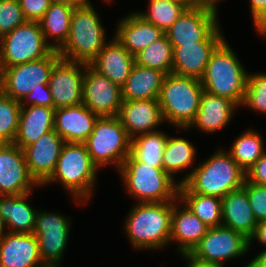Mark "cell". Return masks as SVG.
<instances>
[{"label": "cell", "mask_w": 266, "mask_h": 267, "mask_svg": "<svg viewBox=\"0 0 266 267\" xmlns=\"http://www.w3.org/2000/svg\"><path fill=\"white\" fill-rule=\"evenodd\" d=\"M243 188L247 192L256 221L266 220V185L251 183L245 179Z\"/></svg>", "instance_id": "ab89813d"}, {"label": "cell", "mask_w": 266, "mask_h": 267, "mask_svg": "<svg viewBox=\"0 0 266 267\" xmlns=\"http://www.w3.org/2000/svg\"><path fill=\"white\" fill-rule=\"evenodd\" d=\"M178 198L209 228L222 225V199L196 193H179Z\"/></svg>", "instance_id": "836d02e7"}, {"label": "cell", "mask_w": 266, "mask_h": 267, "mask_svg": "<svg viewBox=\"0 0 266 267\" xmlns=\"http://www.w3.org/2000/svg\"><path fill=\"white\" fill-rule=\"evenodd\" d=\"M20 104L21 106L34 105L54 108V102L48 85L44 89L31 91Z\"/></svg>", "instance_id": "b9f144b4"}, {"label": "cell", "mask_w": 266, "mask_h": 267, "mask_svg": "<svg viewBox=\"0 0 266 267\" xmlns=\"http://www.w3.org/2000/svg\"><path fill=\"white\" fill-rule=\"evenodd\" d=\"M253 27L255 28L254 31L257 32V34H260L259 36L263 38V40L266 39V14L259 19Z\"/></svg>", "instance_id": "c3c4849f"}, {"label": "cell", "mask_w": 266, "mask_h": 267, "mask_svg": "<svg viewBox=\"0 0 266 267\" xmlns=\"http://www.w3.org/2000/svg\"><path fill=\"white\" fill-rule=\"evenodd\" d=\"M98 118L83 103L60 107L54 112V130L65 143H84Z\"/></svg>", "instance_id": "7402d4cb"}, {"label": "cell", "mask_w": 266, "mask_h": 267, "mask_svg": "<svg viewBox=\"0 0 266 267\" xmlns=\"http://www.w3.org/2000/svg\"><path fill=\"white\" fill-rule=\"evenodd\" d=\"M182 259L186 260L187 267H225V265L213 262H206L195 258L191 253L181 255Z\"/></svg>", "instance_id": "bcb514c9"}, {"label": "cell", "mask_w": 266, "mask_h": 267, "mask_svg": "<svg viewBox=\"0 0 266 267\" xmlns=\"http://www.w3.org/2000/svg\"><path fill=\"white\" fill-rule=\"evenodd\" d=\"M99 171L84 143H65L53 174L41 187L58 182L76 204H88L93 198Z\"/></svg>", "instance_id": "3957f363"}, {"label": "cell", "mask_w": 266, "mask_h": 267, "mask_svg": "<svg viewBox=\"0 0 266 267\" xmlns=\"http://www.w3.org/2000/svg\"><path fill=\"white\" fill-rule=\"evenodd\" d=\"M115 28L113 36L133 56L165 34L135 11L121 18Z\"/></svg>", "instance_id": "cb8c5ba5"}, {"label": "cell", "mask_w": 266, "mask_h": 267, "mask_svg": "<svg viewBox=\"0 0 266 267\" xmlns=\"http://www.w3.org/2000/svg\"><path fill=\"white\" fill-rule=\"evenodd\" d=\"M118 118L131 139L160 131L165 124L158 99L123 101Z\"/></svg>", "instance_id": "ffe728a7"}, {"label": "cell", "mask_w": 266, "mask_h": 267, "mask_svg": "<svg viewBox=\"0 0 266 267\" xmlns=\"http://www.w3.org/2000/svg\"><path fill=\"white\" fill-rule=\"evenodd\" d=\"M249 252V240L242 233L223 225L208 228L191 254L206 262L224 265L228 260L243 257Z\"/></svg>", "instance_id": "7c38bea8"}, {"label": "cell", "mask_w": 266, "mask_h": 267, "mask_svg": "<svg viewBox=\"0 0 266 267\" xmlns=\"http://www.w3.org/2000/svg\"><path fill=\"white\" fill-rule=\"evenodd\" d=\"M238 109L240 107L232 100L203 91L194 120L187 128H178V130L188 132L189 129L195 128L205 134L216 133L232 122V117Z\"/></svg>", "instance_id": "d6986e66"}, {"label": "cell", "mask_w": 266, "mask_h": 267, "mask_svg": "<svg viewBox=\"0 0 266 267\" xmlns=\"http://www.w3.org/2000/svg\"><path fill=\"white\" fill-rule=\"evenodd\" d=\"M264 141L262 134L248 128L233 140L227 151L246 172L266 152Z\"/></svg>", "instance_id": "1f68e13d"}, {"label": "cell", "mask_w": 266, "mask_h": 267, "mask_svg": "<svg viewBox=\"0 0 266 267\" xmlns=\"http://www.w3.org/2000/svg\"><path fill=\"white\" fill-rule=\"evenodd\" d=\"M194 1H195L196 5L208 7V8L214 9L217 12H219L218 11L219 10L218 5L221 3L222 0H194Z\"/></svg>", "instance_id": "681fc988"}, {"label": "cell", "mask_w": 266, "mask_h": 267, "mask_svg": "<svg viewBox=\"0 0 266 267\" xmlns=\"http://www.w3.org/2000/svg\"><path fill=\"white\" fill-rule=\"evenodd\" d=\"M185 9L183 4L175 1L149 0L147 11L136 10V13L165 33Z\"/></svg>", "instance_id": "d590c367"}, {"label": "cell", "mask_w": 266, "mask_h": 267, "mask_svg": "<svg viewBox=\"0 0 266 267\" xmlns=\"http://www.w3.org/2000/svg\"><path fill=\"white\" fill-rule=\"evenodd\" d=\"M168 133L163 130L141 134L132 139L131 155L140 162L153 167H162L163 151Z\"/></svg>", "instance_id": "d6a6232c"}, {"label": "cell", "mask_w": 266, "mask_h": 267, "mask_svg": "<svg viewBox=\"0 0 266 267\" xmlns=\"http://www.w3.org/2000/svg\"><path fill=\"white\" fill-rule=\"evenodd\" d=\"M52 3H63L71 6L79 7L82 5L90 4L91 0H51Z\"/></svg>", "instance_id": "f907efd6"}, {"label": "cell", "mask_w": 266, "mask_h": 267, "mask_svg": "<svg viewBox=\"0 0 266 267\" xmlns=\"http://www.w3.org/2000/svg\"><path fill=\"white\" fill-rule=\"evenodd\" d=\"M248 267H266V249L260 250L254 258L247 263Z\"/></svg>", "instance_id": "7dc6e473"}, {"label": "cell", "mask_w": 266, "mask_h": 267, "mask_svg": "<svg viewBox=\"0 0 266 267\" xmlns=\"http://www.w3.org/2000/svg\"><path fill=\"white\" fill-rule=\"evenodd\" d=\"M5 233L6 229L4 223L2 222V219L0 218V240L4 237Z\"/></svg>", "instance_id": "f5cc1de1"}, {"label": "cell", "mask_w": 266, "mask_h": 267, "mask_svg": "<svg viewBox=\"0 0 266 267\" xmlns=\"http://www.w3.org/2000/svg\"><path fill=\"white\" fill-rule=\"evenodd\" d=\"M197 148L193 143L184 137H172L168 133L167 141L163 151L162 168L166 171L174 180H176L177 173L181 171L186 174L179 179V184H183L191 175L192 171L196 167L193 165L196 159ZM191 168V171H187ZM185 170V171H184Z\"/></svg>", "instance_id": "f546056e"}, {"label": "cell", "mask_w": 266, "mask_h": 267, "mask_svg": "<svg viewBox=\"0 0 266 267\" xmlns=\"http://www.w3.org/2000/svg\"><path fill=\"white\" fill-rule=\"evenodd\" d=\"M242 107L266 114V72L248 73Z\"/></svg>", "instance_id": "74e56055"}, {"label": "cell", "mask_w": 266, "mask_h": 267, "mask_svg": "<svg viewBox=\"0 0 266 267\" xmlns=\"http://www.w3.org/2000/svg\"><path fill=\"white\" fill-rule=\"evenodd\" d=\"M165 73L134 64L122 86L123 101L158 99Z\"/></svg>", "instance_id": "f1b7e54d"}, {"label": "cell", "mask_w": 266, "mask_h": 267, "mask_svg": "<svg viewBox=\"0 0 266 267\" xmlns=\"http://www.w3.org/2000/svg\"><path fill=\"white\" fill-rule=\"evenodd\" d=\"M61 59L57 50L48 56L1 71L0 90L7 96L22 101L31 91L44 89L48 85L51 71Z\"/></svg>", "instance_id": "30bf717a"}, {"label": "cell", "mask_w": 266, "mask_h": 267, "mask_svg": "<svg viewBox=\"0 0 266 267\" xmlns=\"http://www.w3.org/2000/svg\"><path fill=\"white\" fill-rule=\"evenodd\" d=\"M82 103L99 117L118 116L123 103L122 87L86 65Z\"/></svg>", "instance_id": "5bb4252c"}, {"label": "cell", "mask_w": 266, "mask_h": 267, "mask_svg": "<svg viewBox=\"0 0 266 267\" xmlns=\"http://www.w3.org/2000/svg\"><path fill=\"white\" fill-rule=\"evenodd\" d=\"M74 9L75 6L68 4L52 3L39 21L45 40L53 50L58 51L67 41Z\"/></svg>", "instance_id": "4dcf8cb0"}, {"label": "cell", "mask_w": 266, "mask_h": 267, "mask_svg": "<svg viewBox=\"0 0 266 267\" xmlns=\"http://www.w3.org/2000/svg\"><path fill=\"white\" fill-rule=\"evenodd\" d=\"M26 21L18 0H0V38Z\"/></svg>", "instance_id": "f35d334b"}, {"label": "cell", "mask_w": 266, "mask_h": 267, "mask_svg": "<svg viewBox=\"0 0 266 267\" xmlns=\"http://www.w3.org/2000/svg\"><path fill=\"white\" fill-rule=\"evenodd\" d=\"M102 1L110 5L112 3V1H114V0H102Z\"/></svg>", "instance_id": "db71d44e"}, {"label": "cell", "mask_w": 266, "mask_h": 267, "mask_svg": "<svg viewBox=\"0 0 266 267\" xmlns=\"http://www.w3.org/2000/svg\"><path fill=\"white\" fill-rule=\"evenodd\" d=\"M208 228L179 198L173 201L170 243L179 255L191 253Z\"/></svg>", "instance_id": "44dd1931"}, {"label": "cell", "mask_w": 266, "mask_h": 267, "mask_svg": "<svg viewBox=\"0 0 266 267\" xmlns=\"http://www.w3.org/2000/svg\"><path fill=\"white\" fill-rule=\"evenodd\" d=\"M245 173L248 182L266 185V152Z\"/></svg>", "instance_id": "7bdbcfd3"}, {"label": "cell", "mask_w": 266, "mask_h": 267, "mask_svg": "<svg viewBox=\"0 0 266 267\" xmlns=\"http://www.w3.org/2000/svg\"><path fill=\"white\" fill-rule=\"evenodd\" d=\"M218 15L204 6L186 8L165 34L172 46L202 42L219 25Z\"/></svg>", "instance_id": "4fadbf2b"}, {"label": "cell", "mask_w": 266, "mask_h": 267, "mask_svg": "<svg viewBox=\"0 0 266 267\" xmlns=\"http://www.w3.org/2000/svg\"><path fill=\"white\" fill-rule=\"evenodd\" d=\"M27 21H40L50 5L51 0H18Z\"/></svg>", "instance_id": "60d3db41"}, {"label": "cell", "mask_w": 266, "mask_h": 267, "mask_svg": "<svg viewBox=\"0 0 266 267\" xmlns=\"http://www.w3.org/2000/svg\"><path fill=\"white\" fill-rule=\"evenodd\" d=\"M183 4L186 8H190L196 5L194 0H171Z\"/></svg>", "instance_id": "816d5d0a"}, {"label": "cell", "mask_w": 266, "mask_h": 267, "mask_svg": "<svg viewBox=\"0 0 266 267\" xmlns=\"http://www.w3.org/2000/svg\"><path fill=\"white\" fill-rule=\"evenodd\" d=\"M86 65L61 58L54 66L48 81L54 109L82 103Z\"/></svg>", "instance_id": "e0dca14e"}, {"label": "cell", "mask_w": 266, "mask_h": 267, "mask_svg": "<svg viewBox=\"0 0 266 267\" xmlns=\"http://www.w3.org/2000/svg\"><path fill=\"white\" fill-rule=\"evenodd\" d=\"M248 240L249 251L251 248V244L253 245L254 241H257L259 244H261V246H264V249H266V220L257 223L253 235Z\"/></svg>", "instance_id": "f6af8a7d"}, {"label": "cell", "mask_w": 266, "mask_h": 267, "mask_svg": "<svg viewBox=\"0 0 266 267\" xmlns=\"http://www.w3.org/2000/svg\"><path fill=\"white\" fill-rule=\"evenodd\" d=\"M90 4L75 7L67 41L58 50L62 59L89 65L109 43L100 14Z\"/></svg>", "instance_id": "8992f818"}, {"label": "cell", "mask_w": 266, "mask_h": 267, "mask_svg": "<svg viewBox=\"0 0 266 267\" xmlns=\"http://www.w3.org/2000/svg\"><path fill=\"white\" fill-rule=\"evenodd\" d=\"M135 63L165 74L172 73L173 48L166 34L137 53Z\"/></svg>", "instance_id": "e575fe53"}, {"label": "cell", "mask_w": 266, "mask_h": 267, "mask_svg": "<svg viewBox=\"0 0 266 267\" xmlns=\"http://www.w3.org/2000/svg\"><path fill=\"white\" fill-rule=\"evenodd\" d=\"M248 73L226 39L212 53L200 79L204 91L242 106Z\"/></svg>", "instance_id": "5b68a950"}, {"label": "cell", "mask_w": 266, "mask_h": 267, "mask_svg": "<svg viewBox=\"0 0 266 267\" xmlns=\"http://www.w3.org/2000/svg\"><path fill=\"white\" fill-rule=\"evenodd\" d=\"M20 101L0 90V144H13L20 121Z\"/></svg>", "instance_id": "8d00e7d4"}, {"label": "cell", "mask_w": 266, "mask_h": 267, "mask_svg": "<svg viewBox=\"0 0 266 267\" xmlns=\"http://www.w3.org/2000/svg\"><path fill=\"white\" fill-rule=\"evenodd\" d=\"M40 187L31 177L24 151L14 144H0V196L23 195Z\"/></svg>", "instance_id": "2e32d148"}, {"label": "cell", "mask_w": 266, "mask_h": 267, "mask_svg": "<svg viewBox=\"0 0 266 267\" xmlns=\"http://www.w3.org/2000/svg\"><path fill=\"white\" fill-rule=\"evenodd\" d=\"M246 190L241 187L222 198V225L250 238L257 226Z\"/></svg>", "instance_id": "4316f807"}, {"label": "cell", "mask_w": 266, "mask_h": 267, "mask_svg": "<svg viewBox=\"0 0 266 267\" xmlns=\"http://www.w3.org/2000/svg\"><path fill=\"white\" fill-rule=\"evenodd\" d=\"M71 219L54 211L38 210L33 234L38 240L40 257L46 267H61L70 240Z\"/></svg>", "instance_id": "8fae6325"}, {"label": "cell", "mask_w": 266, "mask_h": 267, "mask_svg": "<svg viewBox=\"0 0 266 267\" xmlns=\"http://www.w3.org/2000/svg\"><path fill=\"white\" fill-rule=\"evenodd\" d=\"M54 108L21 106L20 121L14 145L22 150L36 142L43 134L54 130Z\"/></svg>", "instance_id": "83f0119b"}, {"label": "cell", "mask_w": 266, "mask_h": 267, "mask_svg": "<svg viewBox=\"0 0 266 267\" xmlns=\"http://www.w3.org/2000/svg\"><path fill=\"white\" fill-rule=\"evenodd\" d=\"M131 142L118 116H105L96 120L84 144L99 170L110 164L118 171L131 153Z\"/></svg>", "instance_id": "ba28073f"}, {"label": "cell", "mask_w": 266, "mask_h": 267, "mask_svg": "<svg viewBox=\"0 0 266 267\" xmlns=\"http://www.w3.org/2000/svg\"><path fill=\"white\" fill-rule=\"evenodd\" d=\"M173 201L135 203L124 222L125 236L134 250H160L170 244Z\"/></svg>", "instance_id": "6da1fadb"}, {"label": "cell", "mask_w": 266, "mask_h": 267, "mask_svg": "<svg viewBox=\"0 0 266 267\" xmlns=\"http://www.w3.org/2000/svg\"><path fill=\"white\" fill-rule=\"evenodd\" d=\"M125 193L135 203L168 202L178 199L179 181L162 167H153L137 161L131 154L117 171Z\"/></svg>", "instance_id": "277c9868"}, {"label": "cell", "mask_w": 266, "mask_h": 267, "mask_svg": "<svg viewBox=\"0 0 266 267\" xmlns=\"http://www.w3.org/2000/svg\"><path fill=\"white\" fill-rule=\"evenodd\" d=\"M253 25L266 14V0H249Z\"/></svg>", "instance_id": "ee69618b"}, {"label": "cell", "mask_w": 266, "mask_h": 267, "mask_svg": "<svg viewBox=\"0 0 266 267\" xmlns=\"http://www.w3.org/2000/svg\"><path fill=\"white\" fill-rule=\"evenodd\" d=\"M134 64L135 56L129 53L113 36L89 65L98 73L122 87Z\"/></svg>", "instance_id": "d4e9b609"}, {"label": "cell", "mask_w": 266, "mask_h": 267, "mask_svg": "<svg viewBox=\"0 0 266 267\" xmlns=\"http://www.w3.org/2000/svg\"><path fill=\"white\" fill-rule=\"evenodd\" d=\"M204 89L199 79L165 74L158 102L164 122L176 128H187L194 120Z\"/></svg>", "instance_id": "52a82bcc"}, {"label": "cell", "mask_w": 266, "mask_h": 267, "mask_svg": "<svg viewBox=\"0 0 266 267\" xmlns=\"http://www.w3.org/2000/svg\"><path fill=\"white\" fill-rule=\"evenodd\" d=\"M65 141L51 130L23 149L28 171L39 186L53 174Z\"/></svg>", "instance_id": "ac0fdd59"}, {"label": "cell", "mask_w": 266, "mask_h": 267, "mask_svg": "<svg viewBox=\"0 0 266 267\" xmlns=\"http://www.w3.org/2000/svg\"><path fill=\"white\" fill-rule=\"evenodd\" d=\"M53 48L46 42L38 21H26L0 38V68L35 61L48 56Z\"/></svg>", "instance_id": "9c48e42d"}, {"label": "cell", "mask_w": 266, "mask_h": 267, "mask_svg": "<svg viewBox=\"0 0 266 267\" xmlns=\"http://www.w3.org/2000/svg\"><path fill=\"white\" fill-rule=\"evenodd\" d=\"M225 39L219 24L202 42L172 46V73L200 80L212 53Z\"/></svg>", "instance_id": "9a60e30c"}, {"label": "cell", "mask_w": 266, "mask_h": 267, "mask_svg": "<svg viewBox=\"0 0 266 267\" xmlns=\"http://www.w3.org/2000/svg\"><path fill=\"white\" fill-rule=\"evenodd\" d=\"M32 193L0 196V218L5 229L13 233H33L39 209L28 203Z\"/></svg>", "instance_id": "484cf974"}, {"label": "cell", "mask_w": 266, "mask_h": 267, "mask_svg": "<svg viewBox=\"0 0 266 267\" xmlns=\"http://www.w3.org/2000/svg\"><path fill=\"white\" fill-rule=\"evenodd\" d=\"M0 267H46L33 233L6 231L0 240Z\"/></svg>", "instance_id": "603a6c76"}, {"label": "cell", "mask_w": 266, "mask_h": 267, "mask_svg": "<svg viewBox=\"0 0 266 267\" xmlns=\"http://www.w3.org/2000/svg\"><path fill=\"white\" fill-rule=\"evenodd\" d=\"M199 163L179 186V193H196L222 199L231 191L243 187L246 173L226 147L218 148L208 159Z\"/></svg>", "instance_id": "7a4b0ae2"}]
</instances>
